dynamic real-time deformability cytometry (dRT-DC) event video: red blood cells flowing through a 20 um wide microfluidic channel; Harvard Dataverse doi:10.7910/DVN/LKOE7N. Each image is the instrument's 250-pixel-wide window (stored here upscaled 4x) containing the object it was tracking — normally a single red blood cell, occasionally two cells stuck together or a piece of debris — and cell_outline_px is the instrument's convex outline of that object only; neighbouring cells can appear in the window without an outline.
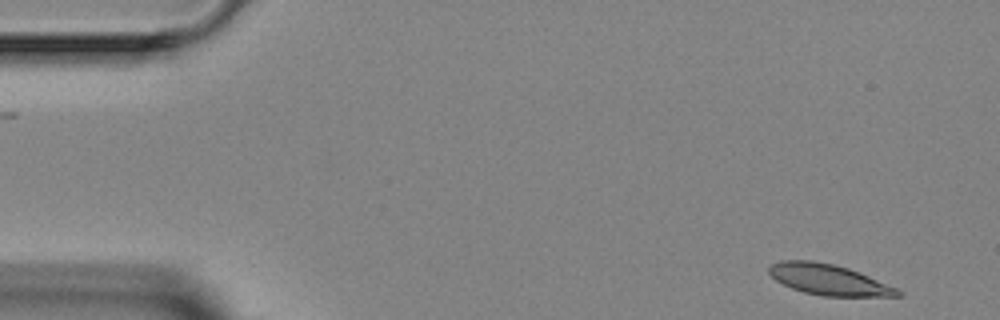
{"species": "Egyptian fruit bat (a non-hibernating species)", "species_latin": "Rousettus aegyptiacus", "temperature_condition": "room temperature", "stored_images_in_passage": 5, "segment_of_instrument_passage": [1, 2], "camera_frame_rate_fps": 3000, "um_per_image_px": 0.085, "animal": {"sex": "female"}, "frame": {"image": 1, "passage_image": 1, "time_ms": 0.0, "image_size_px": [1000, 320], "cell_outline_px": [[904, 292], [900, 296], [820, 296], [804, 292], [792, 288], [776, 280], [768, 272], [768, 268], [772, 264], [780, 260], [812, 260], [832, 264], [848, 268], [868, 276], [896, 288]], "centroid_in_image_um": [70.42, 23.77], "position_along_channel_um": 14.6, "area_um2": 22.83}}
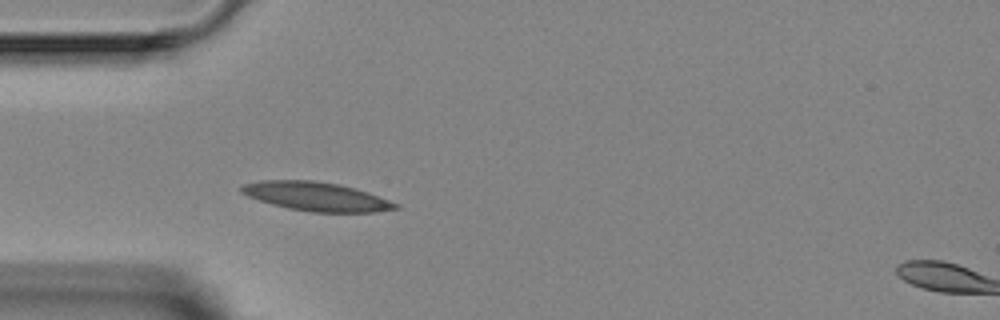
{"frame": {"image": 2, "passage_image": 4, "time_ms": 3.667, "image_size_px": [1000, 320], "cell_outline_px": [[400, 208], [372, 212], [312, 212], [288, 208], [272, 204], [248, 196], [240, 192], [240, 188], [244, 184], [260, 180], [312, 180], [340, 184], [356, 188], [368, 192], [400, 204]], "centroid_in_image_um": [26.9, 16.69], "position_along_channel_um": 58.1, "area_um2": 25.89}}